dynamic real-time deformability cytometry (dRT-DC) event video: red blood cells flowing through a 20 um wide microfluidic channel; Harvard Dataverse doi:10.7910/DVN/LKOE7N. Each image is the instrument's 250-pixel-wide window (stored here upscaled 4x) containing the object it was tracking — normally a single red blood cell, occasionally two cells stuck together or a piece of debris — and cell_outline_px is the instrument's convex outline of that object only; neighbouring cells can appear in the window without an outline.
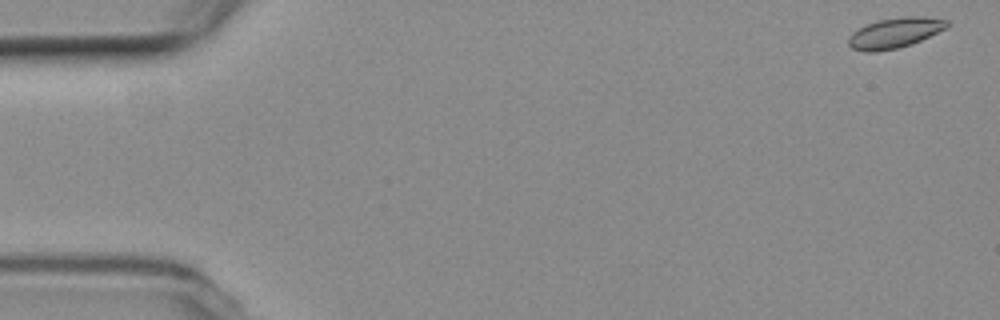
{"species": "common noctule bat (a hibernating species)", "species_latin": "Nyctalus noctula", "temperature_condition": "room temperature", "stored_images_in_passage": 54, "camera_frame_rate_fps": 3000, "um_per_image_px": 0.085, "animal": {"sex": "female", "body_mass_g": 19.3, "forearm_length_mm": 54.1}, "frame": {"image": 1, "passage_image": 1, "time_ms": 0.0, "image_size_px": [1000, 320], "cell_outline_px": [[948, 28], [920, 40], [896, 48], [876, 52], [864, 52], [852, 48], [848, 44], [848, 36], [852, 32], [868, 24], [880, 20], [904, 16], [924, 16], [948, 20]], "centroid_in_image_um": [76.06, 2.79], "position_along_channel_um": 8.9, "area_um2": 17.22}}
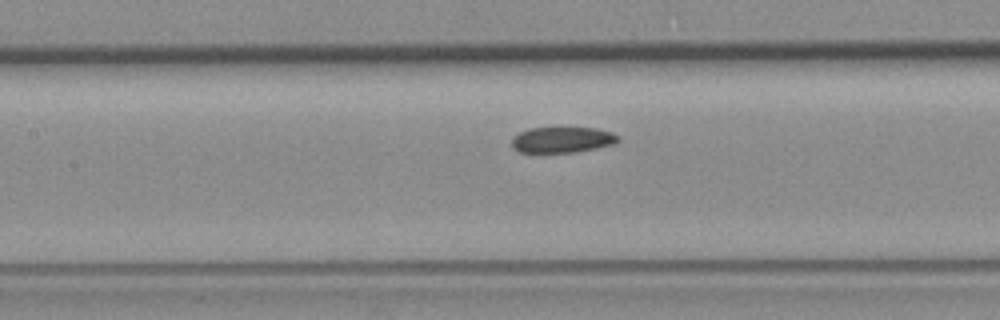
{"frame": {"image": 2, "passage_image": 24, "time_ms": 7.667, "image_size_px": [1000, 320], "cell_outline_px": [[620, 140], [616, 144], [576, 152], [520, 152], [512, 148], [512, 140], [520, 132], [528, 128], [596, 128], [612, 132], [620, 136]], "centroid_in_image_um": [47.84, 11.88], "position_along_channel_um": 159.6, "area_um2": 16.01}}
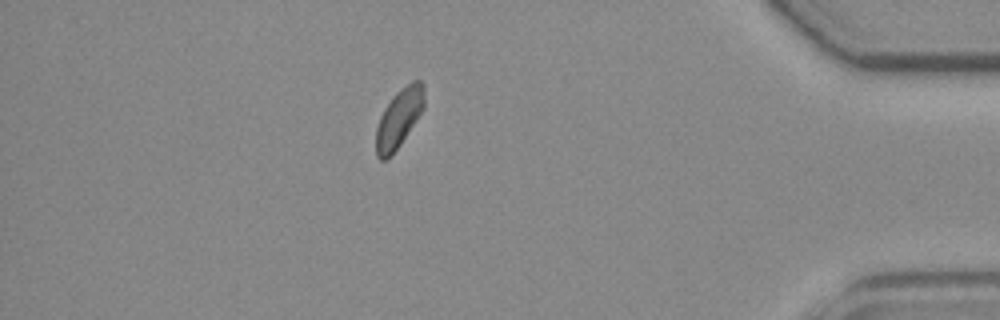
{"frame": {"image": 3, "passage_image": 47, "time_ms": 15.333, "image_size_px": [1000, 320], "cell_outline_px": [[424, 108], [400, 144], [384, 160], [380, 160], [376, 156], [376, 128], [380, 116], [384, 108], [392, 96], [396, 92], [412, 80], [420, 80], [424, 84]], "centroid_in_image_um": [33.91, 10.0], "position_along_channel_um": 401.3, "area_um2": 16.3}, "authors_computed_cell_mechanics": {"area_um2": 16.9354, "velocity_mm_per_s": 3.7538, "shape_relaxation_time_tau1_ms": null, "shape_relaxation_time_tau2_ms": 2.7899, "deformation_change_tau1": null, "deformation_change_tau2": 0.0614}}